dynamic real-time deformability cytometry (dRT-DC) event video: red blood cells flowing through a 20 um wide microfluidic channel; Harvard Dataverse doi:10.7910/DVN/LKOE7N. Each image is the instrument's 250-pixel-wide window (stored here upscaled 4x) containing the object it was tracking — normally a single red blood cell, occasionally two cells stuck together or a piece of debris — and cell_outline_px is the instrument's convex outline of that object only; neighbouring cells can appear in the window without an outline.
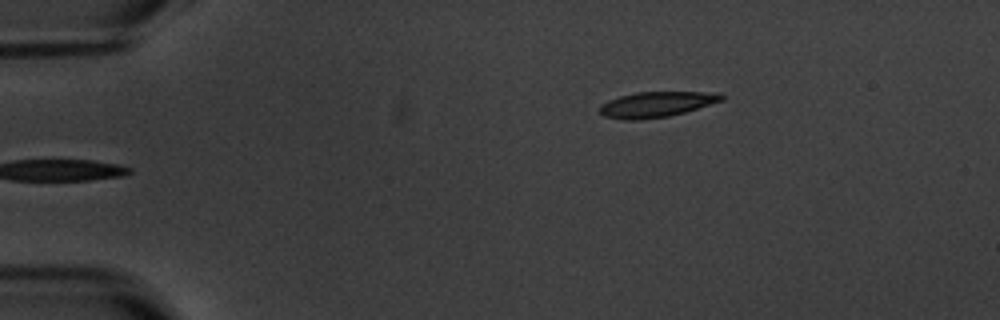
{"species": "common noctule bat (a hibernating species)", "species_latin": "Nyctalus noctula", "temperature_condition": "warm", "stored_images_in_passage": 4, "camera_frame_rate_fps": 3000, "um_per_image_px": 0.085, "animal": {"sex": "male", "body_mass_g": 20.1, "forearm_length_mm": 53.5}, "frame": {"image": 1, "passage_image": 4, "time_ms": 3.667, "image_size_px": [1000, 320], "cell_outline_px": [[724, 100], [684, 112], [668, 116], [640, 120], [624, 120], [604, 116], [600, 112], [600, 104], [608, 100], [620, 96], [636, 92], [720, 92], [724, 96]], "centroid_in_image_um": [55.79, 8.87], "position_along_channel_um": 29.2, "area_um2": 18.09}}